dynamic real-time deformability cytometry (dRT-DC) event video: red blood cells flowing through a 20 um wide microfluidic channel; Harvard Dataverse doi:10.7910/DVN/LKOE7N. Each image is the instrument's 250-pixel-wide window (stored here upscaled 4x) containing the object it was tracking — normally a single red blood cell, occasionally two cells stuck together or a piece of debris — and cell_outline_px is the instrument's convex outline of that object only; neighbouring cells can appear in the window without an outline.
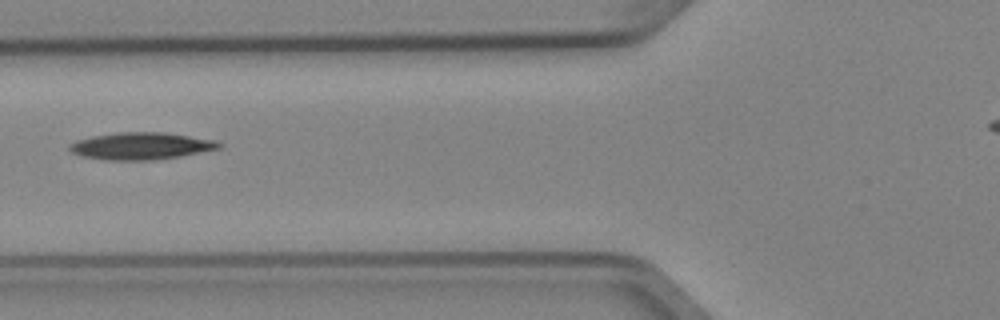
{"species": "Egyptian fruit bat (a non-hibernating species)", "species_latin": "Rousettus aegyptiacus", "temperature_condition": "cold", "stored_images_in_passage": 4, "camera_frame_rate_fps": 3000, "um_per_image_px": 0.085, "animal": {"sex": "female"}, "frame": {"image": 1, "passage_image": 3, "time_ms": 0.667, "image_size_px": [1000, 320], "cell_outline_px": [[224, 144], [220, 148], [180, 156], [152, 160], [104, 160], [84, 156], [72, 152], [68, 148], [68, 144], [76, 140], [92, 136], [120, 132], [164, 132], [216, 140]], "centroid_in_image_um": [11.99, 12.4], "position_along_channel_um": 113.8, "area_um2": 23.58}}
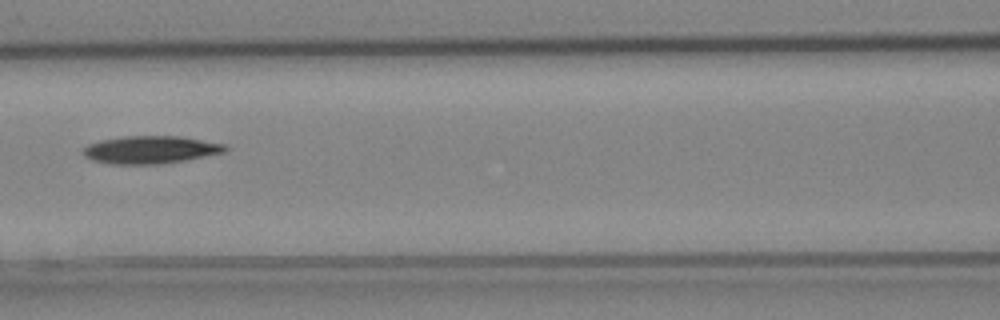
{"frame": {"image": 2, "passage_image": 4, "time_ms": 1.0, "image_size_px": [1000, 320], "cell_outline_px": [[228, 148], [224, 152], [184, 160], [160, 164], [112, 164], [92, 160], [84, 156], [80, 152], [88, 144], [100, 140], [124, 136], [180, 136], [224, 144]], "centroid_in_image_um": [12.74, 12.72], "position_along_channel_um": 153.9, "area_um2": 22.83}}